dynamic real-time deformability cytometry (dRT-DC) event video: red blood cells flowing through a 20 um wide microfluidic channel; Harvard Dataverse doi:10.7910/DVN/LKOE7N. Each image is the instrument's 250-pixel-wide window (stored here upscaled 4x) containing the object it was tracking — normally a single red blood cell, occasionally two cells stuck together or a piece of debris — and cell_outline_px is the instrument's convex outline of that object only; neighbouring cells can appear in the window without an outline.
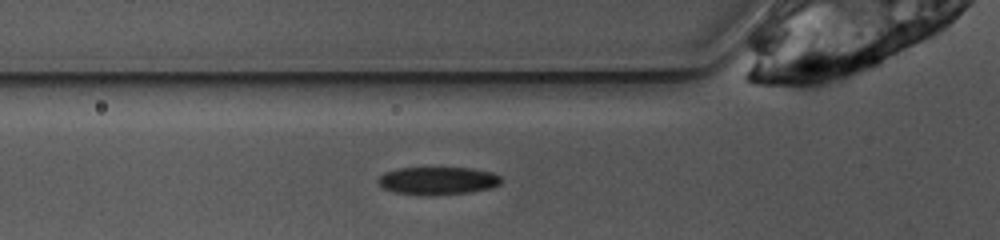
{"species": "common noctule bat (a hibernating species)", "species_latin": "Nyctalus noctula", "temperature_condition": "warm", "stored_images_in_passage": 37, "camera_frame_rate_fps": 3000, "um_per_image_px": 0.085, "animal": {"sex": "female", "body_mass_g": 10.0, "forearm_length_mm": 53.1}, "frame": {"image": 1, "passage_image": 3, "time_ms": 0.667, "image_size_px": [1000, 240], "cell_outline_px": [[500, 184], [492, 188], [468, 192], [396, 192], [384, 188], [376, 180], [384, 172], [396, 168], [472, 168], [492, 172], [500, 176]], "centroid_in_image_um": [37.24, 15.3], "position_along_channel_um": 88.6, "area_um2": 18.9}}
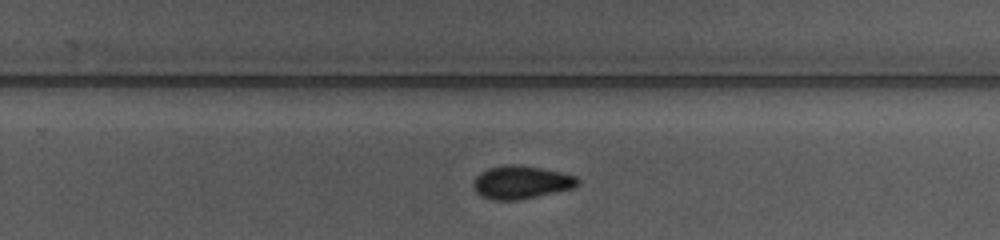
{"frame": {"image": 2, "passage_image": 18, "time_ms": 5.667, "image_size_px": [1000, 240], "cell_outline_px": [[580, 184], [572, 188], [536, 196], [516, 200], [488, 200], [480, 196], [476, 192], [472, 184], [476, 176], [480, 172], [488, 168], [504, 164], [516, 164], [540, 168], [560, 172], [576, 176], [580, 180]], "centroid_in_image_um": [44.25, 15.49], "position_along_channel_um": 285.5, "area_um2": 20.17}}
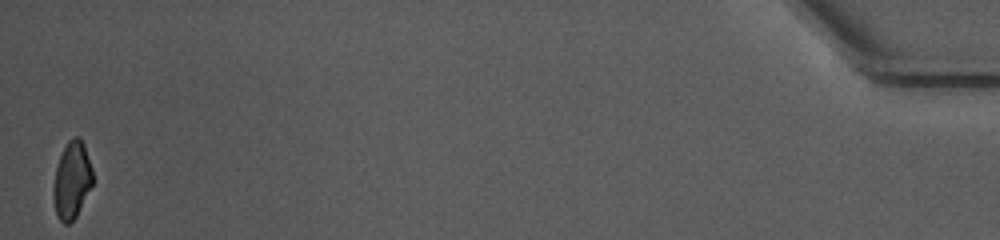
{"frame": {"image": 3, "passage_image": 37, "time_ms": 12.0, "image_size_px": [1000, 240], "cell_outline_px": [[92, 184], [76, 216], [68, 224], [64, 224], [60, 220], [56, 212], [52, 192], [56, 164], [68, 140], [72, 136], [80, 136], [84, 144], [92, 168]], "centroid_in_image_um": [6.09, 15.27], "position_along_channel_um": 429.1, "area_um2": 17.57}, "authors_computed_cell_mechanics": {"area_um2": 19.7676, "velocity_mm_per_s": 3.9262, "shape_relaxation_time_tau1_ms": 2.5361, "shape_relaxation_time_tau2_ms": 7.9609, "deformation_change_tau1": 0.1288, "deformation_change_tau2": 0.1401}}